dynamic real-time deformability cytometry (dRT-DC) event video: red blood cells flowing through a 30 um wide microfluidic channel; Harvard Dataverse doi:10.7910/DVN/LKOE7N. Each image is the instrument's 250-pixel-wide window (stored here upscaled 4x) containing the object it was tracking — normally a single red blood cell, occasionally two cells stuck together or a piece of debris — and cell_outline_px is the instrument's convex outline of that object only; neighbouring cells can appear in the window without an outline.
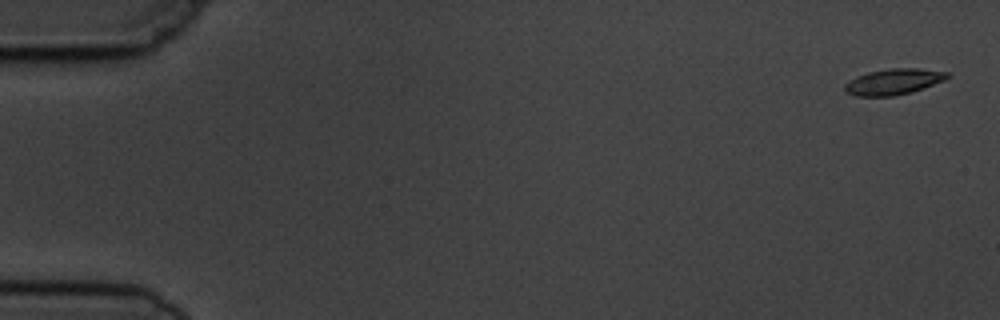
{"species": "common noctule bat (a hibernating species)", "species_latin": "Nyctalus noctula", "temperature_condition": "cold", "stored_images_in_passage": 6, "camera_frame_rate_fps": 3000, "um_per_image_px": 0.085, "animal": {"sex": "male", "body_mass_g": 19.5, "forearm_length_mm": 54.6}, "frame": {"image": 1, "passage_image": 1, "time_ms": 0.0, "image_size_px": [1000, 320], "cell_outline_px": [[952, 76], [944, 80], [912, 92], [892, 96], [856, 96], [844, 92], [844, 84], [856, 76], [868, 72], [892, 68], [920, 68], [948, 72]], "centroid_in_image_um": [75.94, 6.94], "position_along_channel_um": 9.1, "area_um2": 15.55}}
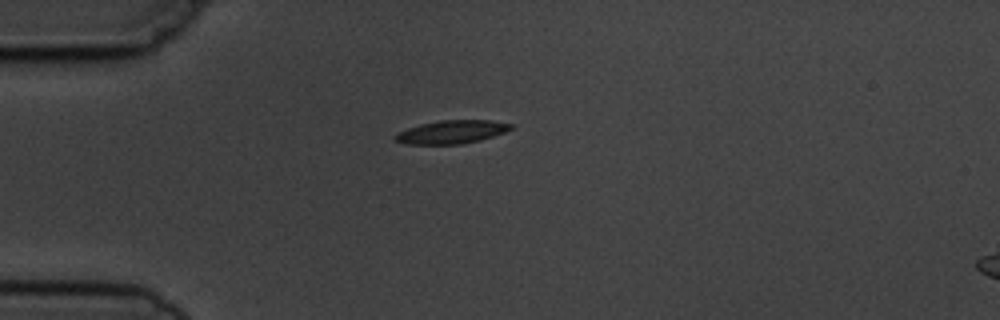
{"frame": {"image": 2, "passage_image": 5, "time_ms": 4.333, "image_size_px": [1000, 320], "cell_outline_px": [[512, 128], [504, 132], [480, 140], [460, 144], [408, 144], [396, 140], [392, 136], [396, 132], [420, 124], [440, 120], [492, 120], [512, 124]], "centroid_in_image_um": [38.36, 11.21], "position_along_channel_um": 46.6, "area_um2": 15.61}}
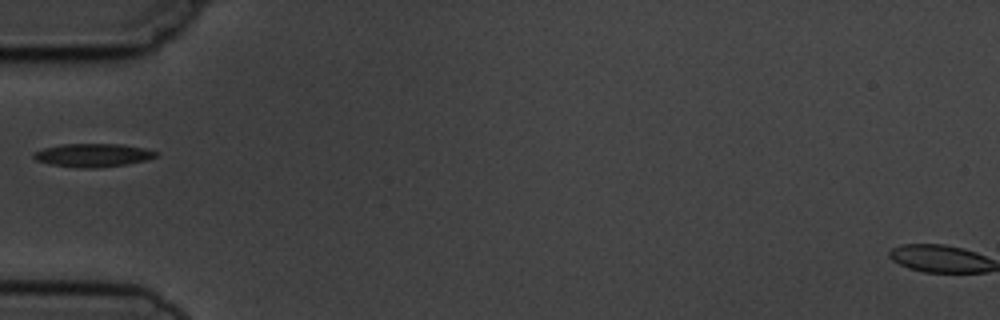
{"frame": {"image": 3, "passage_image": 6, "time_ms": 5.667, "image_size_px": [1000, 320], "cell_outline_px": [[160, 156], [144, 160], [124, 164], [92, 168], [80, 168], [48, 164], [36, 160], [32, 156], [32, 152], [44, 148], [60, 144], [124, 144], [144, 148], [156, 152]], "centroid_in_image_um": [7.85, 13.18], "position_along_channel_um": 77.2, "area_um2": 16.59}}